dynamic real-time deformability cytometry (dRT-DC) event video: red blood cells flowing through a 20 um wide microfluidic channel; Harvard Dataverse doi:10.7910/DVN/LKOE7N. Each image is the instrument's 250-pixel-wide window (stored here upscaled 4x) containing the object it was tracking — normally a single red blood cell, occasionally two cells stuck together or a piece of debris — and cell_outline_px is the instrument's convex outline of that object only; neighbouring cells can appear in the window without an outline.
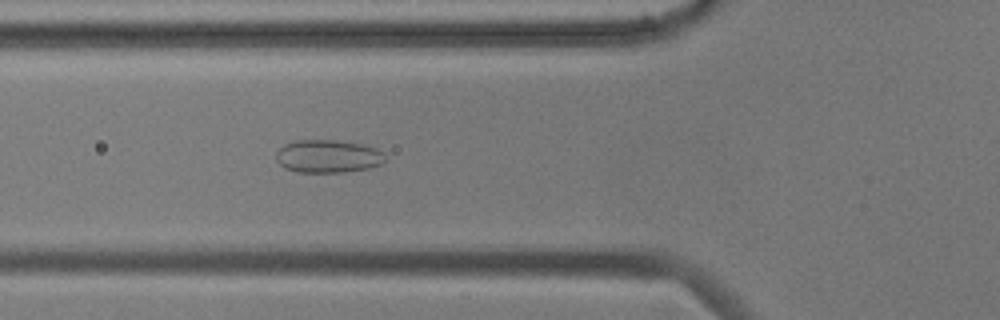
{"species": "common noctule bat (a hibernating species)", "species_latin": "Nyctalus noctula", "temperature_condition": "cold", "stored_images_in_passage": 53, "camera_frame_rate_fps": 3000, "um_per_image_px": 0.085, "animal": {"sex": "male", "body_mass_g": 17.9, "forearm_length_mm": 54.2}, "frame": {"image": 1, "passage_image": 17, "time_ms": 5.333, "image_size_px": [1000, 320], "cell_outline_px": [[388, 156], [380, 164], [368, 168], [344, 172], [296, 172], [284, 168], [276, 160], [276, 152], [284, 144], [296, 140], [336, 140], [364, 144], [376, 148], [384, 152]], "centroid_in_image_um": [27.88, 13.28], "position_along_channel_um": 97.9, "area_um2": 21.15}}
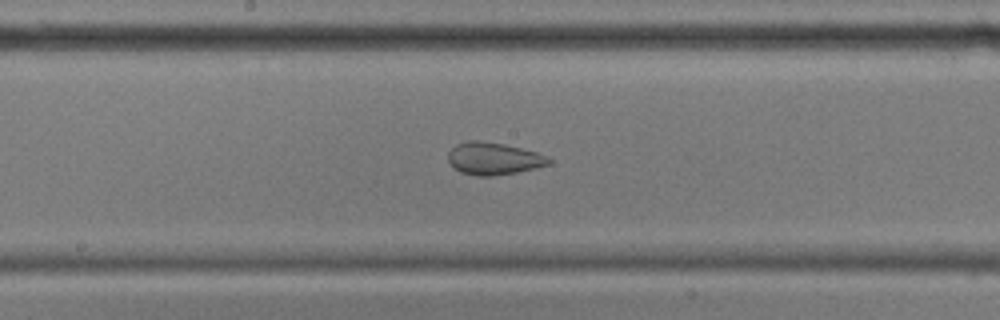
{"frame": {"image": 2, "passage_image": 26, "time_ms": 8.333, "image_size_px": [1000, 320], "cell_outline_px": [[552, 160], [548, 164], [536, 168], [516, 172], [492, 176], [476, 176], [460, 172], [448, 160], [448, 152], [456, 144], [468, 140], [480, 140], [504, 144], [536, 152], [548, 156]], "centroid_in_image_um": [41.95, 13.47], "position_along_channel_um": 206.3, "area_um2": 18.9}}
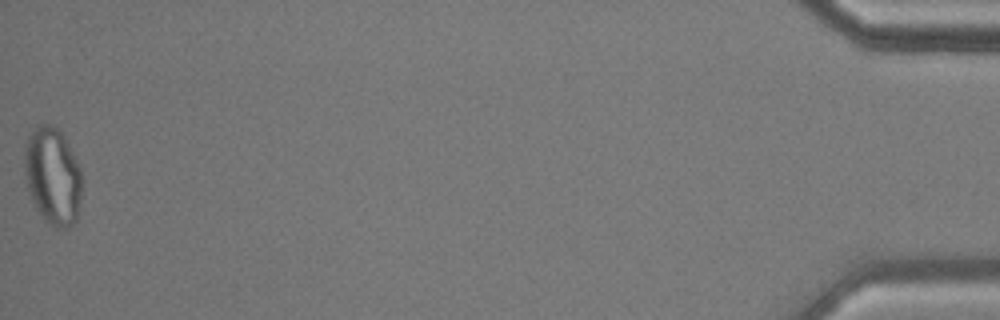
{"frame": {"image": 3, "passage_image": 53, "time_ms": 17.333, "image_size_px": [1000, 320], "cell_outline_px": [[80, 200], [76, 220], [68, 228], [56, 228], [44, 220], [36, 208], [28, 192], [24, 176], [24, 148], [28, 136], [36, 124], [52, 124], [60, 132], [80, 168]], "centroid_in_image_um": [4.43, 14.97], "position_along_channel_um": 430.8, "area_um2": 32.43}, "authors_computed_cell_mechanics": {"area_um2": 26.7614, "velocity_mm_per_s": 3.5878, "shape_relaxation_time_tau1_ms": null, "shape_relaxation_time_tau2_ms": 1.3025, "deformation_change_tau1": null, "deformation_change_tau2": 0.0758}}